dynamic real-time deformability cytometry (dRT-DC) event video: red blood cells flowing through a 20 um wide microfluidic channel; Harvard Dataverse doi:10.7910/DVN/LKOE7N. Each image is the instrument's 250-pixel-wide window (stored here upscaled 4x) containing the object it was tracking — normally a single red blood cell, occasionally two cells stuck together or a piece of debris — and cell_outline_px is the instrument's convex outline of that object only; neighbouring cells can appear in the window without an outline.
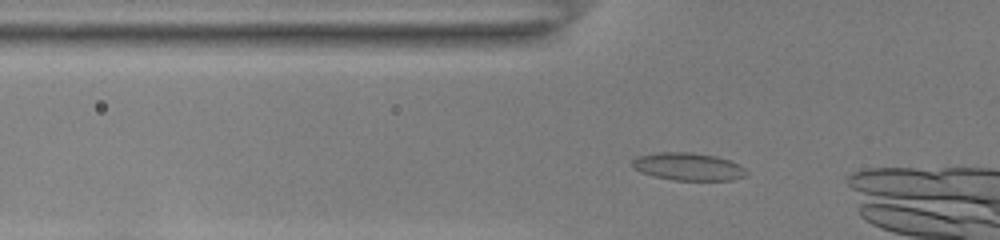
{"species": "common noctule bat (a hibernating species)", "species_latin": "Nyctalus noctula", "temperature_condition": "room temperature", "stored_images_in_passage": 12, "camera_frame_rate_fps": 3000, "um_per_image_px": 0.085, "animal": {"sex": "female", "body_mass_g": 22.0, "forearm_length_mm": 56.7}, "frame": {"image": 1, "passage_image": 3, "time_ms": 0.667, "image_size_px": [1000, 240], "cell_outline_px": [[748, 176], [732, 180], [672, 180], [640, 172], [632, 168], [632, 160], [640, 156], [656, 152], [692, 152], [716, 156], [728, 160], [744, 168], [748, 172]], "centroid_in_image_um": [58.5, 14.16], "position_along_channel_um": 67.3, "area_um2": 18.38}}
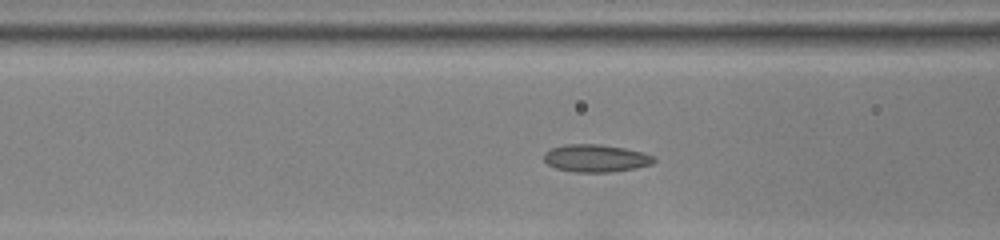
{"frame": {"image": 2, "passage_image": 7, "time_ms": 2.0, "image_size_px": [1000, 240], "cell_outline_px": [[656, 160], [652, 164], [636, 168], [612, 172], [576, 172], [556, 168], [548, 164], [544, 160], [544, 152], [552, 148], [564, 144], [600, 144], [624, 148], [644, 152], [656, 156]], "centroid_in_image_um": [50.68, 13.44], "position_along_channel_um": 115.9, "area_um2": 17.8}}
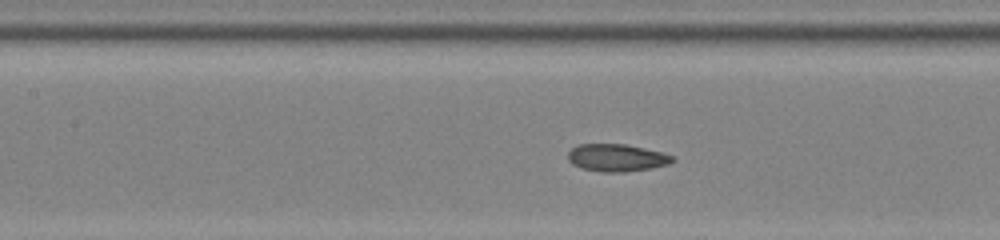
{"frame": {"image": 3, "passage_image": 10, "time_ms": 3.0, "image_size_px": [1000, 240], "cell_outline_px": [[676, 160], [668, 164], [652, 168], [624, 172], [604, 172], [580, 168], [572, 164], [568, 160], [568, 152], [572, 148], [580, 144], [624, 144], [664, 152], [672, 156]], "centroid_in_image_um": [52.42, 13.41], "position_along_channel_um": 155.0, "area_um2": 16.76}}